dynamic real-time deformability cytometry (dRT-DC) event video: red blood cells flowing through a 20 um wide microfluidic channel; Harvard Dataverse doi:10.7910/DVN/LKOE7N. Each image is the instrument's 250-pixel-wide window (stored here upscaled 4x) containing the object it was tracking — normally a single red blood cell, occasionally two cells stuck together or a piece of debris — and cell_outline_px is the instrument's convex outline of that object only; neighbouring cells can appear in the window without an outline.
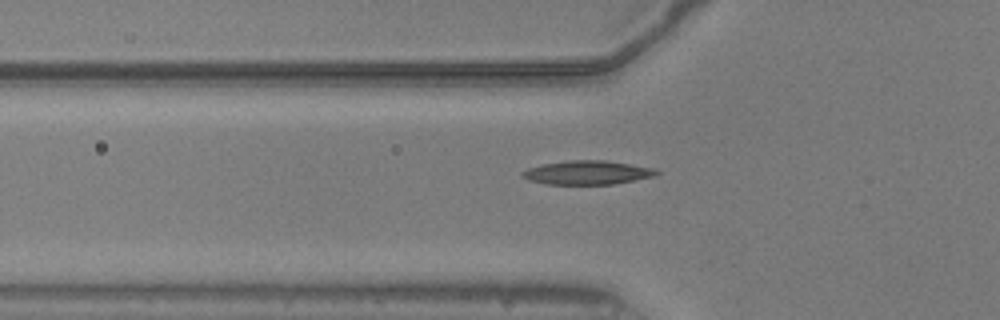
{"species": "common noctule bat (a hibernating species)", "species_latin": "Nyctalus noctula", "temperature_condition": "warm", "stored_images_in_passage": 40, "camera_frame_rate_fps": 3000, "um_per_image_px": 0.085, "animal": {"sex": "male", "body_mass_g": 20.5, "forearm_length_mm": 52.5}, "frame": {"image": 1, "passage_image": 8, "time_ms": 2.333, "image_size_px": [1000, 320], "cell_outline_px": [[660, 172], [656, 176], [612, 184], [548, 184], [528, 180], [520, 176], [520, 172], [528, 168], [544, 164], [572, 160], [604, 160], [656, 168]], "centroid_in_image_um": [49.93, 14.67], "position_along_channel_um": 75.9, "area_um2": 18.61}}
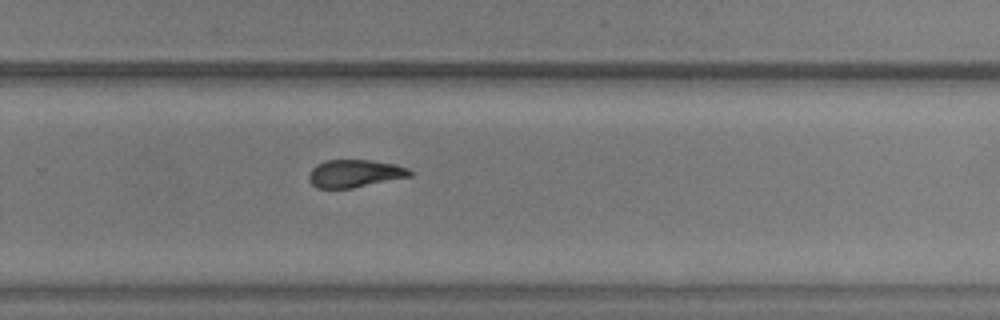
{"frame": {"image": 2, "passage_image": 25, "time_ms": 8.0, "image_size_px": [1000, 320], "cell_outline_px": [[412, 176], [352, 188], [316, 188], [308, 180], [308, 176], [312, 168], [316, 164], [324, 160], [372, 160], [396, 164], [408, 168], [412, 172]], "centroid_in_image_um": [30.14, 14.74], "position_along_channel_um": 299.7, "area_um2": 16.42}}
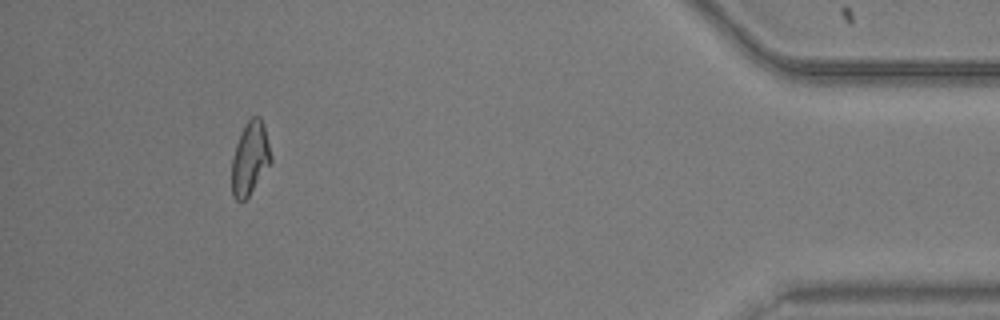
{"frame": {"image": 3, "passage_image": 38, "time_ms": 12.333, "image_size_px": [1000, 320], "cell_outline_px": [[272, 160], [248, 196], [244, 200], [236, 200], [232, 196], [232, 160], [236, 144], [244, 124], [252, 116], [260, 116], [264, 128], [272, 156]], "centroid_in_image_um": [21.24, 13.44], "position_along_channel_um": 414.0, "area_um2": 16.36}}